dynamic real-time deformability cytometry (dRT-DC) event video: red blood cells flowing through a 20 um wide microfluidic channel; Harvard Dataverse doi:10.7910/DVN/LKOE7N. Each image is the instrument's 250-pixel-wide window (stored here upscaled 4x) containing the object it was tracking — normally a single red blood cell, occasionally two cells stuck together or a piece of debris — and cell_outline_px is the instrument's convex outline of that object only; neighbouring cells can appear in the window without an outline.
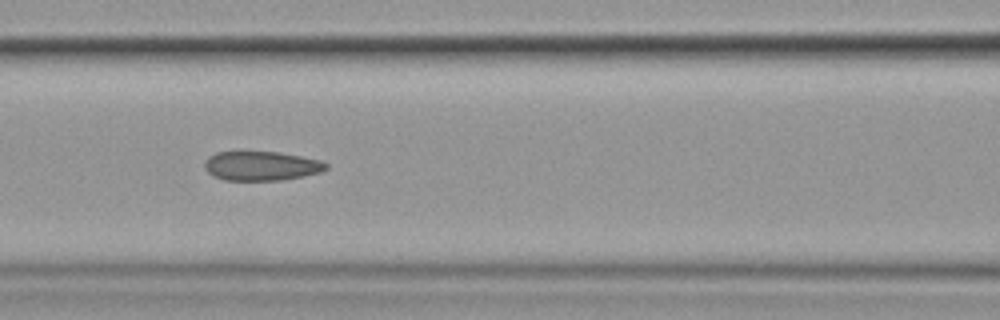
{"species": "common noctule bat (a hibernating species)", "species_latin": "Nyctalus noctula", "temperature_condition": "cold", "stored_images_in_passage": 15, "camera_frame_rate_fps": 3000, "um_per_image_px": 0.085, "animal": {"sex": "female", "body_mass_g": 19.9}, "frame": {"image": 1, "passage_image": 7, "time_ms": 8.0, "image_size_px": [1000, 320], "cell_outline_px": [[328, 168], [320, 172], [280, 180], [224, 180], [212, 176], [204, 168], [204, 160], [208, 156], [216, 152], [240, 148], [280, 152], [320, 160], [328, 164]], "centroid_in_image_um": [22.11, 14.04], "position_along_channel_um": 144.5, "area_um2": 21.62}}
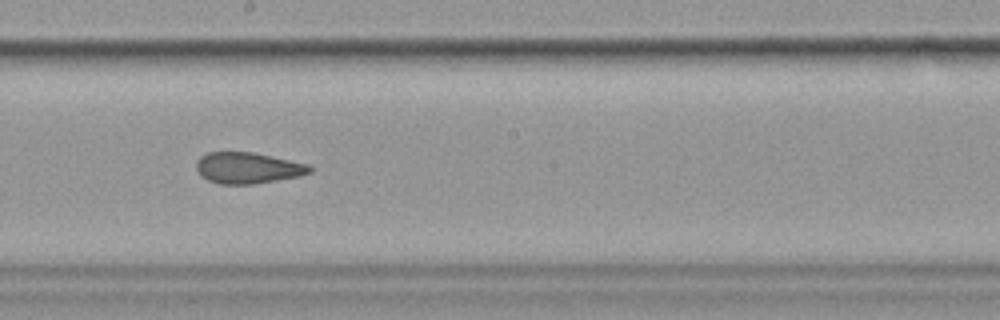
{"frame": {"image": 2, "passage_image": 9, "time_ms": 10.333, "image_size_px": [1000, 320], "cell_outline_px": [[312, 172], [300, 176], [252, 184], [220, 184], [208, 180], [200, 176], [196, 168], [196, 160], [200, 156], [208, 152], [252, 152], [308, 164], [312, 168]], "centroid_in_image_um": [21.03, 14.27], "position_along_channel_um": 227.2, "area_um2": 20.58}, "authors_computed_cell_mechanics": {"area_um2": 22.4842, "velocity_mm_per_s": 3.5722, "shape_relaxation_time_tau1_ms": null, "shape_relaxation_time_tau2_ms": 1.942, "deformation_change_tau1": null, "deformation_change_tau2": 0.0663}}